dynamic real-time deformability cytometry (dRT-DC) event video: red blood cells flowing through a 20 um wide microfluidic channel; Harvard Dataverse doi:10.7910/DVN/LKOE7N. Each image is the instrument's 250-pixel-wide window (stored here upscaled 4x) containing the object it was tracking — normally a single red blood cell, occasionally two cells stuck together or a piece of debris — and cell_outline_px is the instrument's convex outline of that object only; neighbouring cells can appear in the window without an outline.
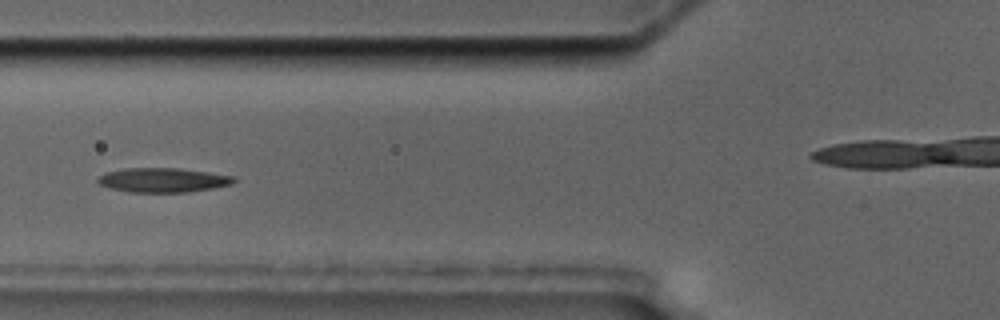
{"species": "common noctule bat (a hibernating species)", "species_latin": "Nyctalus noctula", "temperature_condition": "cold", "stored_images_in_passage": 9, "camera_frame_rate_fps": 3000, "um_per_image_px": 0.085, "animal": {"sex": "male", "body_mass_g": 17.5, "forearm_length_mm": 52.3}, "frame": {"image": 1, "passage_image": 6, "time_ms": 6.0, "image_size_px": [1000, 320], "cell_outline_px": [[236, 180], [232, 184], [212, 188], [188, 192], [128, 192], [108, 188], [100, 184], [96, 180], [104, 172], [128, 168], [176, 168], [208, 172], [236, 176]], "centroid_in_image_um": [13.84, 15.31], "position_along_channel_um": 112.0, "area_um2": 19.36}}
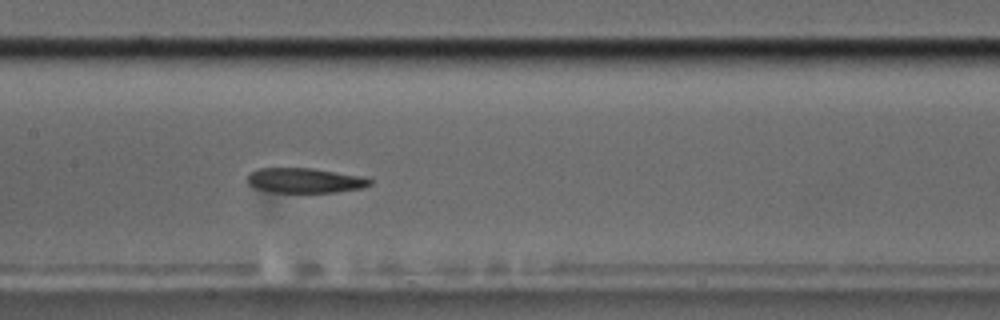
{"frame": {"image": 2, "passage_image": 8, "time_ms": 8.0, "image_size_px": [1000, 320], "cell_outline_px": [[372, 184], [364, 188], [336, 192], [276, 192], [256, 188], [248, 184], [248, 172], [260, 168], [312, 168], [368, 176], [372, 180]], "centroid_in_image_um": [25.99, 15.33], "position_along_channel_um": 181.4, "area_um2": 18.03}}